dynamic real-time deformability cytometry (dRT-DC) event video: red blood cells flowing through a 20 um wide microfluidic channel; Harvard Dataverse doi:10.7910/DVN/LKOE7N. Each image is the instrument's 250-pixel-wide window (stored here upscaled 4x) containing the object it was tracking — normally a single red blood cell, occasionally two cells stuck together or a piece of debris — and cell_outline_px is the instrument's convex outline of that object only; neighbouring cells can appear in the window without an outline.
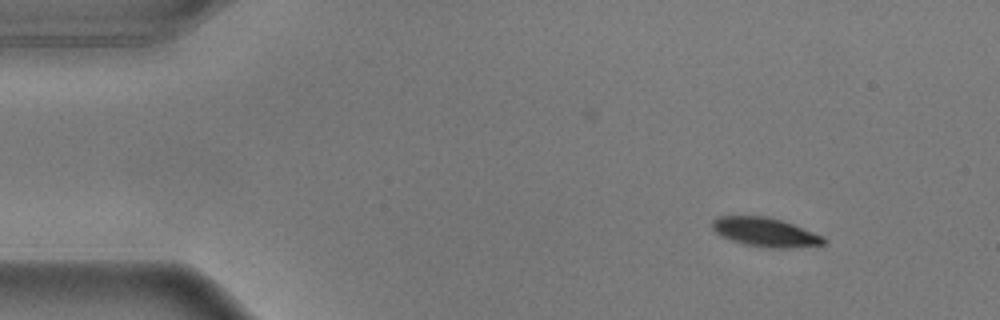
{"species": "common noctule bat (a hibernating species)", "species_latin": "Nyctalus noctula", "temperature_condition": "warm", "stored_images_in_passage": 8, "camera_frame_rate_fps": 3000, "um_per_image_px": 0.085, "animal": {"sex": "male", "body_mass_g": 17.9}, "frame": {"image": 1, "passage_image": 1, "time_ms": 0.0, "image_size_px": [1000, 320], "cell_outline_px": [[828, 240], [824, 244], [788, 248], [772, 248], [744, 244], [720, 236], [712, 228], [712, 220], [720, 216], [768, 216], [792, 224], [824, 236]], "centroid_in_image_um": [65.05, 19.73], "position_along_channel_um": 20.0, "area_um2": 18.73}}